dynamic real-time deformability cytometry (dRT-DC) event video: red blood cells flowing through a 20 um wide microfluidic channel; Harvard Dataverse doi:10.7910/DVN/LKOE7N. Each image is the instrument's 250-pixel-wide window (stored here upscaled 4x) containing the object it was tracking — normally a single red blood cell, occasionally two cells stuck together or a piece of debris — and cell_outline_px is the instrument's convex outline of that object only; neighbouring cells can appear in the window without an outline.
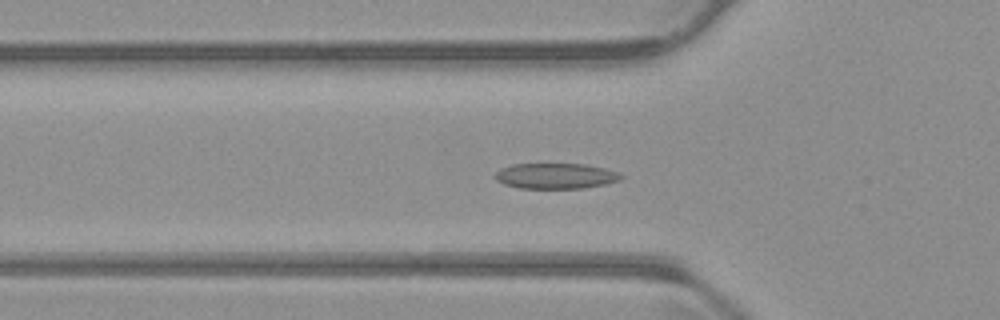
{"species": "common noctule bat (a hibernating species)", "species_latin": "Nyctalus noctula", "temperature_condition": "warm", "stored_images_in_passage": 54, "camera_frame_rate_fps": 3000, "um_per_image_px": 0.085, "animal": {"sex": "male", "body_mass_g": 23.1, "forearm_length_mm": 52.7}, "frame": {"image": 1, "passage_image": 18, "time_ms": 5.667, "image_size_px": [1000, 320], "cell_outline_px": [[624, 176], [620, 180], [604, 184], [584, 188], [520, 188], [504, 184], [496, 180], [492, 176], [500, 168], [512, 164], [584, 164], [604, 168], [620, 172]], "centroid_in_image_um": [47.22, 14.95], "position_along_channel_um": 78.6, "area_um2": 18.84}}
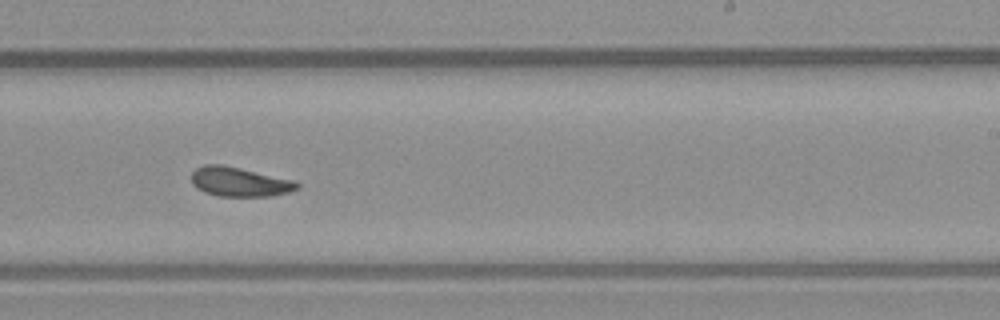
{"frame": {"image": 2, "passage_image": 33, "time_ms": 10.667, "image_size_px": [1000, 320], "cell_outline_px": [[300, 188], [288, 192], [272, 196], [220, 196], [204, 192], [196, 188], [192, 184], [192, 172], [196, 168], [204, 164], [224, 164], [296, 180], [300, 184]], "centroid_in_image_um": [20.38, 15.44], "position_along_channel_um": 268.6, "area_um2": 18.38}}
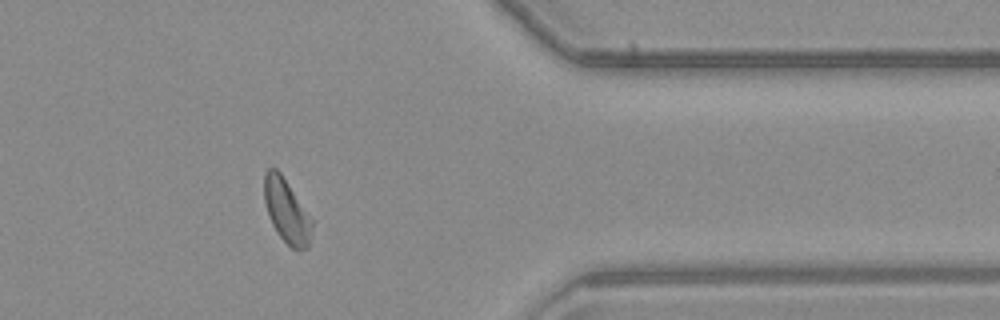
{"frame": {"image": 3, "passage_image": 44, "time_ms": 14.333, "image_size_px": [1000, 320], "cell_outline_px": [[312, 228], [308, 248], [292, 248], [276, 232], [268, 216], [264, 200], [264, 172], [268, 168], [276, 168], [280, 172], [312, 220]], "centroid_in_image_um": [24.33, 17.91], "position_along_channel_um": 387.1, "area_um2": 17.4}, "authors_computed_cell_mechanics": {"area_um2": 18.4093, "velocity_mm_per_s": 3.7855, "shape_relaxation_time_tau1_ms": 4.6081, "shape_relaxation_time_tau2_ms": 4.3646, "deformation_change_tau1": 0.1208, "deformation_change_tau2": 0.1184}}